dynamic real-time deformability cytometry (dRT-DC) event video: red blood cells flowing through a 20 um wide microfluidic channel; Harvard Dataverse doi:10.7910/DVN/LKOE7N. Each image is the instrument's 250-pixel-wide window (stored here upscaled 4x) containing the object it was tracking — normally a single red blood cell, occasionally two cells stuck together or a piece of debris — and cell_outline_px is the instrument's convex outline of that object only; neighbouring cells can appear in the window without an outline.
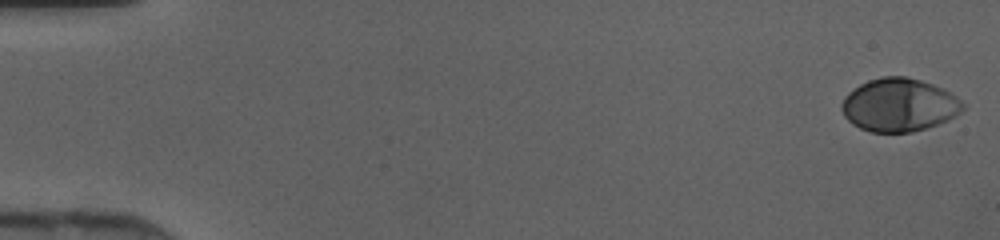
{"species": "human", "species_latin": "Homo sapiens", "temperature_condition": "cold", "stored_images_in_passage": 46, "camera_frame_rate_fps": 3000, "um_per_image_px": 0.085, "donor": {"sex": "female"}, "frame": {"image": 1, "passage_image": 1, "time_ms": 0.0, "image_size_px": [1000, 240], "cell_outline_px": [[964, 108], [956, 116], [948, 120], [912, 132], [872, 132], [860, 128], [852, 124], [844, 116], [840, 108], [840, 104], [844, 96], [848, 92], [860, 84], [868, 80], [880, 76], [904, 76], [920, 80], [944, 88], [956, 96], [964, 104]], "centroid_in_image_um": [76.4, 8.91], "position_along_channel_um": 8.6, "area_um2": 37.69}}
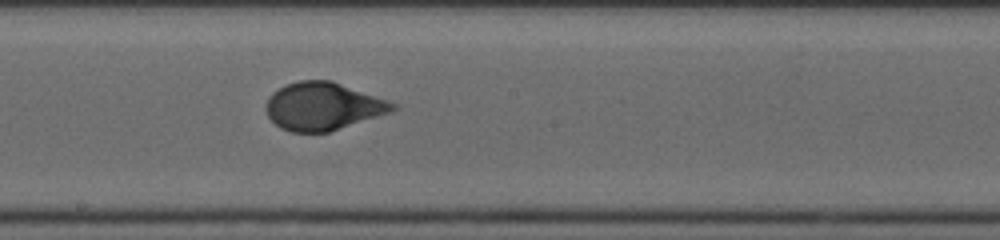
{"frame": {"image": 2, "passage_image": 26, "time_ms": 8.333, "image_size_px": [1000, 240], "cell_outline_px": [[400, 108], [392, 112], [328, 132], [292, 132], [280, 128], [268, 116], [264, 108], [272, 92], [288, 84], [300, 80], [332, 80], [400, 104]], "centroid_in_image_um": [27.5, 9.03], "position_along_channel_um": 220.7, "area_um2": 35.43}}
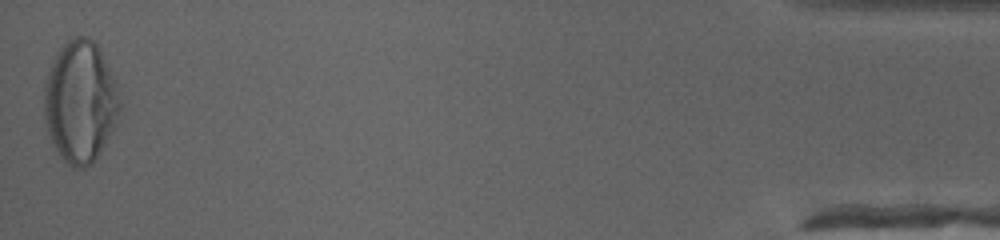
{"frame": {"image": 3, "passage_image": 46, "time_ms": 15.0, "image_size_px": [1000, 240], "cell_outline_px": [[120, 108], [112, 128], [100, 152], [92, 164], [84, 168], [72, 168], [60, 156], [52, 140], [44, 116], [44, 80], [48, 68], [56, 52], [68, 40], [76, 36], [88, 36], [100, 48], [116, 84], [120, 100]], "centroid_in_image_um": [6.8, 8.61], "position_along_channel_um": 428.4, "area_um2": 53.41}}